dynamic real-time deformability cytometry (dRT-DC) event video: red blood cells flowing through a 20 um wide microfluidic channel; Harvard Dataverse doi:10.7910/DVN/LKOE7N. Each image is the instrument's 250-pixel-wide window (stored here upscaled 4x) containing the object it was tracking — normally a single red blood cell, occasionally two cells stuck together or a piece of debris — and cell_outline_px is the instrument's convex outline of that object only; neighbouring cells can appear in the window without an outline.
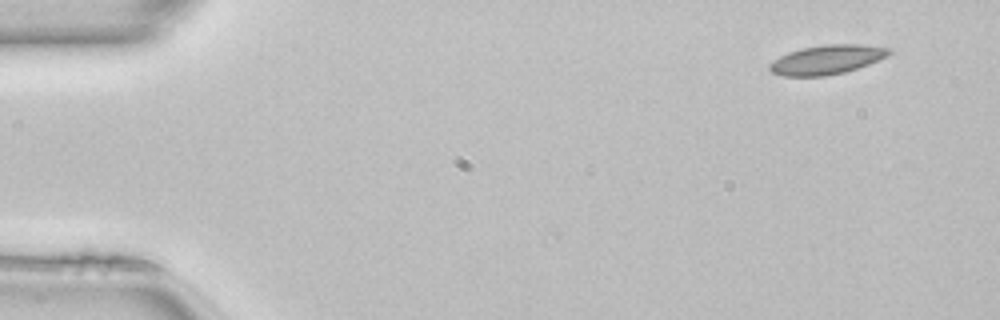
{"species": "common noctule bat (a hibernating species)", "species_latin": "Nyctalus noctula", "temperature_condition": "room temperature", "stored_images_in_passage": 6, "camera_frame_rate_fps": 3000, "um_per_image_px": 0.085, "animal": {"sex": "female", "body_mass_g": 22.7, "forearm_length_mm": 54.2}, "frame": {"image": 1, "passage_image": 1, "time_ms": 0.0, "image_size_px": [1000, 320], "cell_outline_px": [[892, 52], [888, 56], [868, 64], [844, 72], [824, 76], [784, 76], [772, 72], [768, 68], [768, 64], [780, 56], [788, 52], [800, 48], [824, 44], [860, 44], [892, 48]], "centroid_in_image_um": [70.28, 5.06], "position_along_channel_um": 14.7, "area_um2": 20.4}}